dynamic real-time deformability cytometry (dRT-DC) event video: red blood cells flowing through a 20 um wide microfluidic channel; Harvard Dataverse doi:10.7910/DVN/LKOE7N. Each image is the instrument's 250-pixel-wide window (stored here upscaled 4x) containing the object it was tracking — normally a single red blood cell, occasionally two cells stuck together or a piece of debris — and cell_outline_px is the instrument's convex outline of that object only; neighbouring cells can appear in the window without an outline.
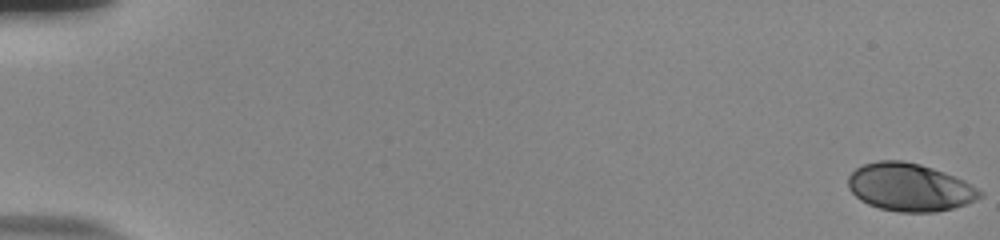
{"species": "human", "species_latin": "Homo sapiens", "temperature_condition": "room temperature", "stored_images_in_passage": 56, "camera_frame_rate_fps": 3000, "um_per_image_px": 0.085, "donor": {"sex": "male"}, "frame": {"image": 1, "passage_image": 1, "time_ms": 0.0, "image_size_px": [1000, 240], "cell_outline_px": [[984, 192], [980, 196], [964, 204], [952, 208], [936, 212], [900, 212], [880, 208], [868, 204], [860, 200], [848, 188], [848, 176], [856, 168], [864, 164], [880, 160], [900, 160], [920, 164], [932, 168], [952, 176]], "centroid_in_image_um": [77.25, 15.92], "position_along_channel_um": 7.7, "area_um2": 36.13}}
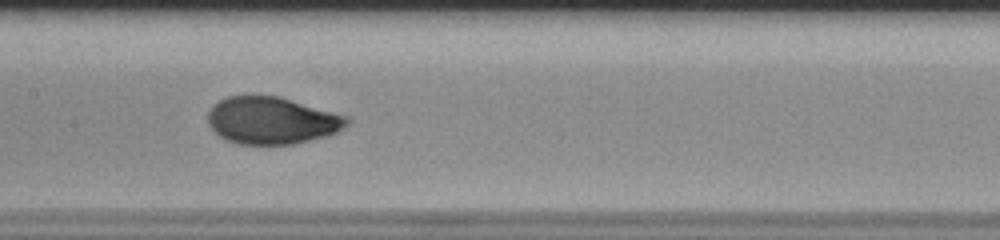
{"frame": {"image": 2, "passage_image": 30, "time_ms": 9.667, "image_size_px": [1000, 240], "cell_outline_px": [[352, 120], [348, 124], [336, 132], [328, 136], [292, 144], [236, 144], [220, 136], [208, 124], [208, 112], [220, 100], [228, 96], [280, 96], [348, 116]], "centroid_in_image_um": [23.14, 10.24], "position_along_channel_um": 184.3, "area_um2": 38.09}}
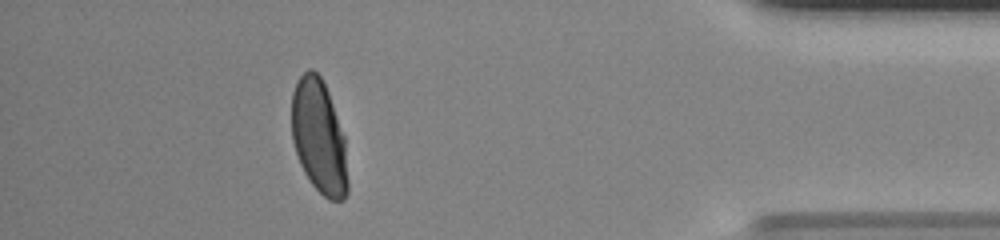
{"frame": {"image": 3, "passage_image": 51, "time_ms": 16.667, "image_size_px": [1000, 240], "cell_outline_px": [[348, 192], [344, 200], [328, 200], [312, 184], [304, 172], [300, 164], [292, 140], [292, 92], [300, 76], [308, 68], [312, 68], [320, 76], [328, 92], [344, 136], [348, 180]], "centroid_in_image_um": [27.11, 11.65], "position_along_channel_um": 408.1, "area_um2": 37.17}, "authors_computed_cell_mechanics": {"area_um2": 37.859, "velocity_mm_per_s": 3.78, "shape_relaxation_time_tau1_ms": 4.6583, "shape_relaxation_time_tau2_ms": null, "deformation_change_tau1": 0.1967, "deformation_change_tau2": null}}